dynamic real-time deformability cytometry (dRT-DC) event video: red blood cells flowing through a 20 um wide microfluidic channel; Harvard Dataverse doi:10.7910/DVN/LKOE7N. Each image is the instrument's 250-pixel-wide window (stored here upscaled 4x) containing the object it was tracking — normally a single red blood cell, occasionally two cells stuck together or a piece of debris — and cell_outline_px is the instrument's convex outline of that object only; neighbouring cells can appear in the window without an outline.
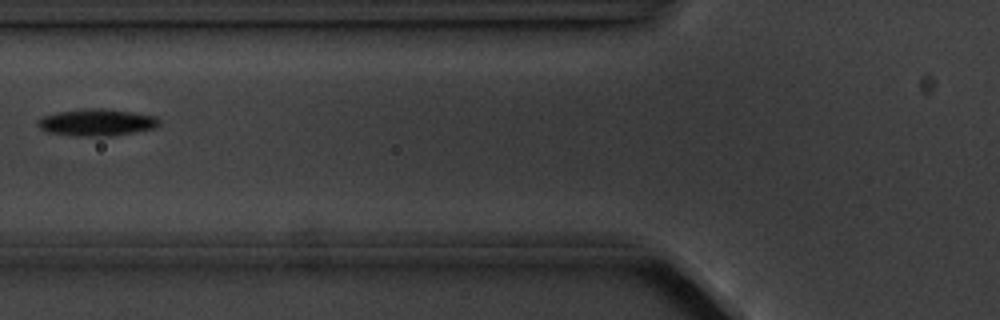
{"species": "common noctule bat (a hibernating species)", "species_latin": "Nyctalus noctula", "temperature_condition": "cold", "stored_images_in_passage": 7, "camera_frame_rate_fps": 3000, "um_per_image_px": 0.085, "animal": {"sex": "male", "body_mass_g": 20.1, "forearm_length_mm": 53.5}, "frame": {"image": 1, "passage_image": 5, "time_ms": 4.667, "image_size_px": [1000, 320], "cell_outline_px": [[160, 124], [156, 128], [112, 136], [80, 136], [48, 132], [40, 128], [36, 124], [36, 120], [44, 116], [60, 112], [88, 108], [100, 108], [132, 112], [156, 116], [160, 120]], "centroid_in_image_um": [8.25, 10.41], "position_along_channel_um": 117.5, "area_um2": 18.96}}